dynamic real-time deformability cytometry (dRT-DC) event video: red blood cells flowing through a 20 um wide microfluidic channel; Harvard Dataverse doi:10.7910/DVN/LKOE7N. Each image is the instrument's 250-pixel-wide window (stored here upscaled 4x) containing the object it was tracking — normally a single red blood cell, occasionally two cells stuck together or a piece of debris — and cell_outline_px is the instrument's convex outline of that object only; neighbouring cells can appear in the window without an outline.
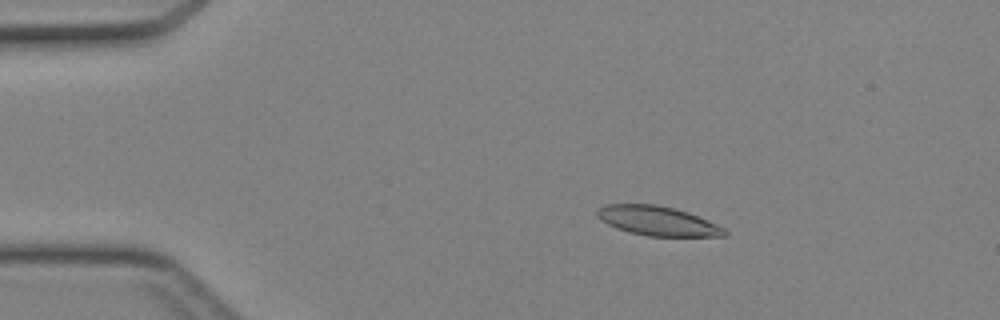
{"species": "Egyptian fruit bat (a non-hibernating species)", "species_latin": "Rousettus aegyptiacus", "temperature_condition": "cold", "stored_images_in_passage": 46, "camera_frame_rate_fps": 3000, "um_per_image_px": 0.085, "animal": {"sex": "female"}, "frame": {"image": 1, "passage_image": 9, "time_ms": 2.667, "image_size_px": [1000, 320], "cell_outline_px": [[728, 236], [648, 236], [628, 232], [616, 228], [600, 220], [596, 212], [604, 204], [656, 204], [688, 212], [716, 224], [724, 228], [728, 232]], "centroid_in_image_um": [55.89, 18.78], "position_along_channel_um": 29.1, "area_um2": 21.73}}
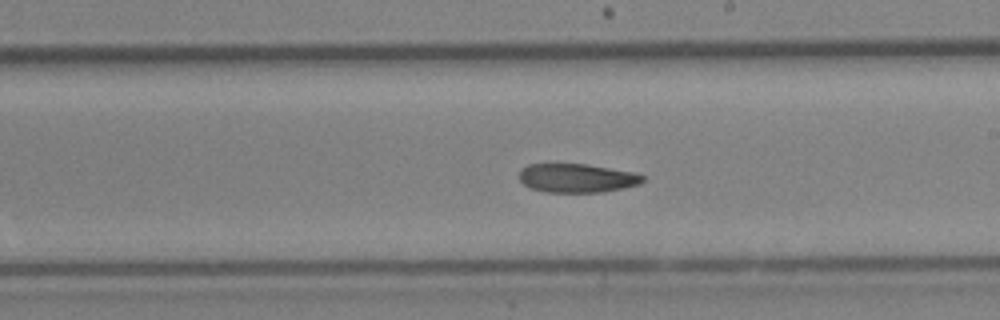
{"frame": {"image": 2, "passage_image": 27, "time_ms": 8.667, "image_size_px": [1000, 320], "cell_outline_px": [[644, 180], [640, 184], [604, 192], [544, 192], [532, 188], [524, 184], [520, 180], [520, 168], [528, 164], [588, 164], [636, 172], [644, 176]], "centroid_in_image_um": [49.06, 15.13], "position_along_channel_um": 239.9, "area_um2": 20.87}}
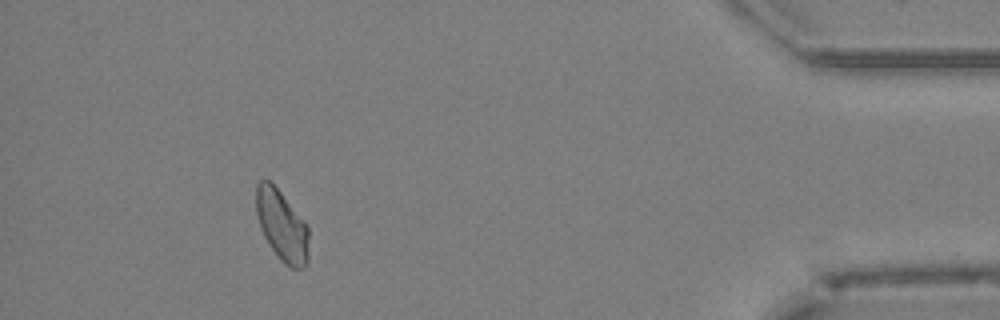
{"frame": {"image": 3, "passage_image": 42, "time_ms": 13.667, "image_size_px": [1000, 320], "cell_outline_px": [[308, 260], [304, 268], [292, 268], [284, 264], [280, 260], [264, 236], [260, 228], [256, 212], [256, 184], [260, 180], [268, 180], [280, 192], [308, 224]], "centroid_in_image_um": [23.97, 19.19], "position_along_channel_um": 411.2, "area_um2": 21.68}}